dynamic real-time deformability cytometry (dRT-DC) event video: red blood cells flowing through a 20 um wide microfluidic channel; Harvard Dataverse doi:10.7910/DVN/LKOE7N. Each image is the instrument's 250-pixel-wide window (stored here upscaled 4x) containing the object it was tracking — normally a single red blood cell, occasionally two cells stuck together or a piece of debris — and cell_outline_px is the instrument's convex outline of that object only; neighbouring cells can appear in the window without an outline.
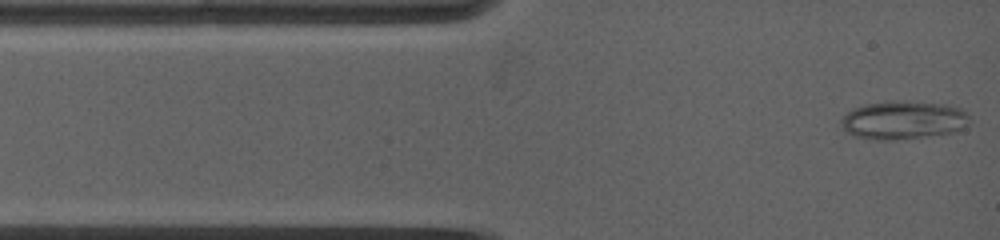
{"species": "common noctule bat (a hibernating species)", "species_latin": "Nyctalus noctula", "temperature_condition": "warm", "stored_images_in_passage": 53, "camera_frame_rate_fps": 5000, "um_per_image_px": 0.085, "animal": {"sex": "female", "body_mass_g": 19.0, "forearm_length_mm": 53.3}, "frame": {"image": 1, "passage_image": 1, "time_ms": 0.0, "image_size_px": [1000, 240], "cell_outline_px": [[968, 124], [964, 128], [952, 132], [896, 140], [876, 140], [856, 136], [844, 132], [840, 124], [840, 120], [848, 112], [864, 104], [892, 100], [904, 100], [948, 104], [960, 108], [968, 116]], "centroid_in_image_um": [76.75, 10.19], "position_along_channel_um": 8.3, "area_um2": 28.84}}
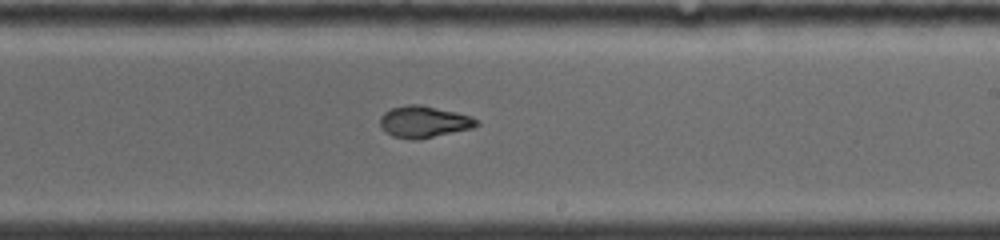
{"frame": {"image": 2, "passage_image": 32, "time_ms": 7.2, "image_size_px": [1000, 240], "cell_outline_px": [[480, 124], [472, 128], [416, 140], [412, 140], [392, 136], [380, 124], [380, 116], [384, 112], [392, 108], [404, 104], [420, 104], [456, 112], [472, 116], [480, 120]], "centroid_in_image_um": [36.06, 10.34], "position_along_channel_um": 252.9, "area_um2": 17.8}}
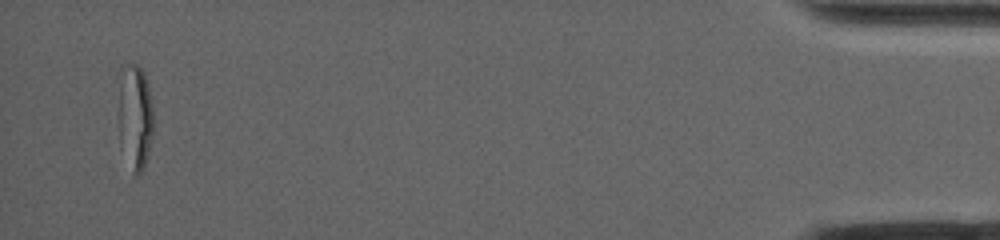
{"frame": {"image": 3, "passage_image": 53, "time_ms": 14.6, "image_size_px": [1000, 240], "cell_outline_px": [[152, 132], [148, 156], [144, 168], [136, 176], [132, 172], [120, 148], [120, 84], [124, 64], [136, 64], [144, 72], [148, 84], [152, 104]], "centroid_in_image_um": [11.5, 9.98], "position_along_channel_um": 423.7, "area_um2": 21.1}, "authors_computed_cell_mechanics": {"area_um2": 18.785, "velocity_mm_per_s": 4.0018, "shape_relaxation_time_tau1_ms": null, "shape_relaxation_time_tau2_ms": 1.1909, "deformation_change_tau1": null, "deformation_change_tau2": 0.0676}}